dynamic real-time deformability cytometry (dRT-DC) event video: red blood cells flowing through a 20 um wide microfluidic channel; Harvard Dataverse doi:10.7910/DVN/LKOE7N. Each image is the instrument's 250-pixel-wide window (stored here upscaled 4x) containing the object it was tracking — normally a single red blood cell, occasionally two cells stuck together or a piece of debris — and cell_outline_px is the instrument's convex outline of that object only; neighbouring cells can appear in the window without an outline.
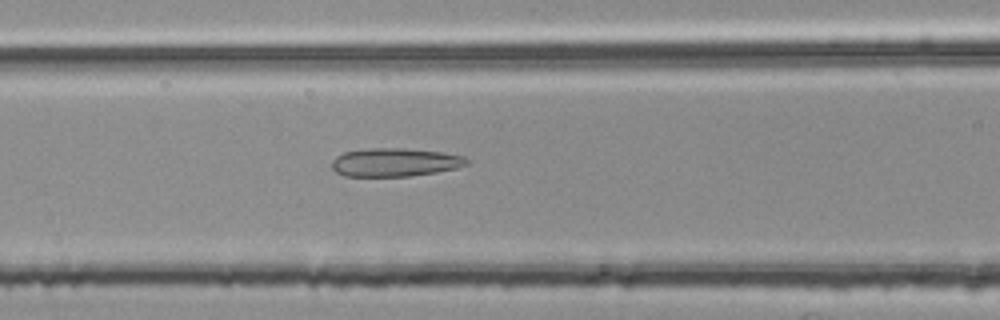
{"species": "common noctule bat (a hibernating species)", "species_latin": "Nyctalus noctula", "temperature_condition": "room temperature", "stored_images_in_passage": 53, "camera_frame_rate_fps": 3000, "um_per_image_px": 0.085, "animal": {"sex": "female", "body_mass_g": 25.1}, "frame": {"image": 1, "passage_image": 22, "time_ms": 7.0, "image_size_px": [1000, 320], "cell_outline_px": [[472, 160], [468, 164], [456, 168], [436, 172], [412, 176], [344, 176], [336, 172], [332, 168], [332, 160], [336, 156], [344, 152], [368, 148], [404, 148], [440, 152], [460, 156]], "centroid_in_image_um": [33.55, 13.8], "position_along_channel_um": 133.0, "area_um2": 22.31}}
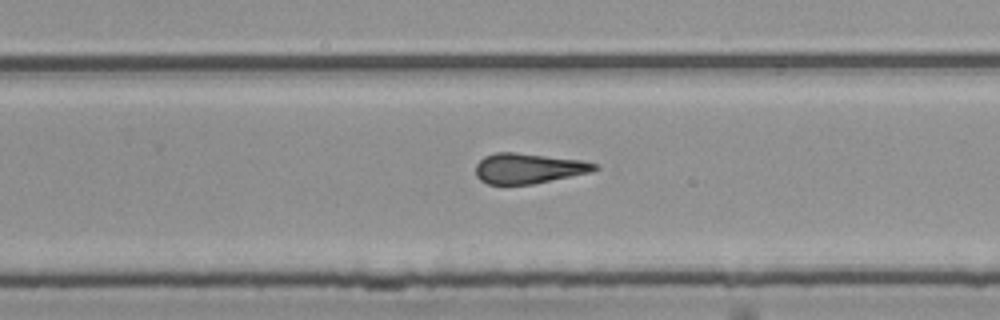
{"frame": {"image": 2, "passage_image": 34, "time_ms": 11.0, "image_size_px": [1000, 320], "cell_outline_px": [[600, 168], [592, 172], [532, 184], [488, 184], [480, 180], [476, 176], [476, 164], [484, 156], [496, 152], [516, 152], [584, 160], [596, 164]], "centroid_in_image_um": [44.93, 14.3], "position_along_channel_um": 284.9, "area_um2": 21.1}}
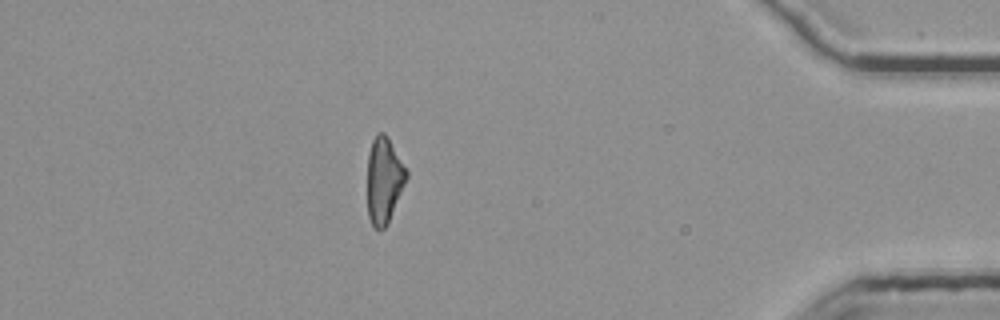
{"frame": {"image": 3, "passage_image": 47, "time_ms": 15.333, "image_size_px": [1000, 320], "cell_outline_px": [[408, 176], [388, 224], [380, 232], [372, 228], [368, 216], [368, 152], [372, 140], [376, 132], [384, 132], [388, 136], [408, 172]], "centroid_in_image_um": [32.63, 15.34], "position_along_channel_um": 402.6, "area_um2": 19.88}, "authors_computed_cell_mechanics": {"area_um2": 21.7328, "velocity_mm_per_s": 3.7956, "shape_relaxation_time_tau1_ms": null, "shape_relaxation_time_tau2_ms": 2.7465, "deformation_change_tau1": null, "deformation_change_tau2": 0.1496}}